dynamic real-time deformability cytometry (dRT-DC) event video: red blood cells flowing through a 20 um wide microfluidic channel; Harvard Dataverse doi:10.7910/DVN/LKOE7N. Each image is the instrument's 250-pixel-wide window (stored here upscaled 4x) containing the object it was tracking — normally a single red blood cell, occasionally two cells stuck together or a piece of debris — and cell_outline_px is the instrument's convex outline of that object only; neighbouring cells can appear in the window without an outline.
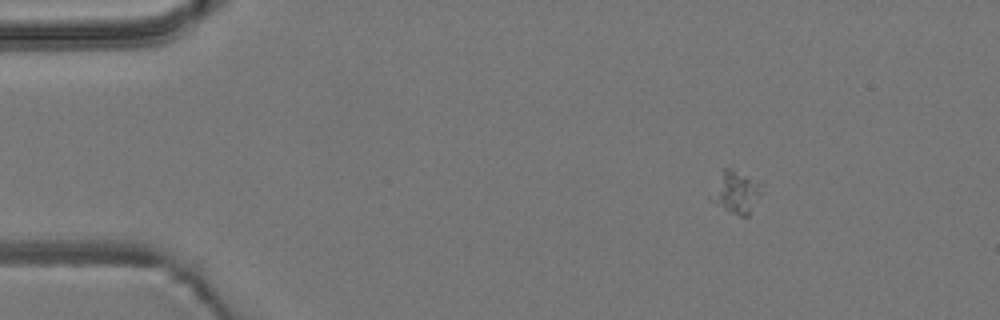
{"species": "common noctule bat (a hibernating species)", "species_latin": "Nyctalus noctula", "temperature_condition": "room temperature", "stored_images_in_passage": 57, "camera_frame_rate_fps": 3000, "um_per_image_px": 0.085, "animal": {"sex": "male", "body_mass_g": 19.2, "forearm_length_mm": 51.8}, "frame": {"image": 1, "passage_image": 9, "time_ms": 2.667, "image_size_px": [1000, 320], "cell_outline_px": [[760, 192], [748, 216], [740, 216], [716, 204], [708, 196], [720, 168], [728, 168], [760, 184]], "centroid_in_image_um": [62.44, 16.32], "position_along_channel_um": 22.6, "area_um2": 11.96}}
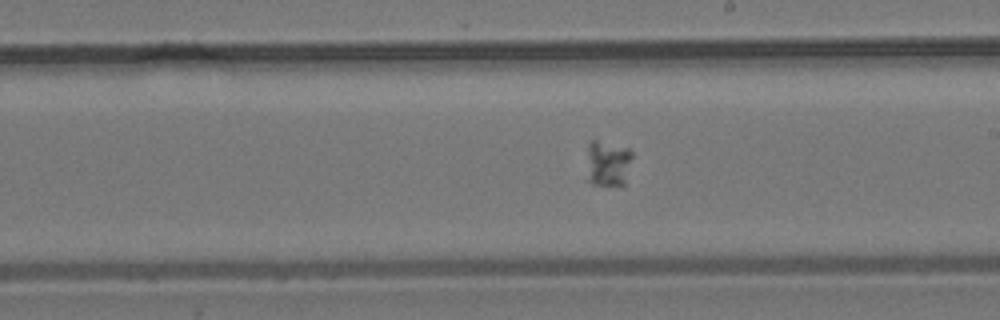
{"frame": {"image": 2, "passage_image": 33, "time_ms": 10.667, "image_size_px": [1000, 320], "cell_outline_px": [[632, 156], [624, 184], [592, 184], [588, 180], [588, 144], [592, 140], [596, 140], [628, 148], [632, 152]], "centroid_in_image_um": [51.66, 13.86], "position_along_channel_um": 237.3, "area_um2": 11.85}}
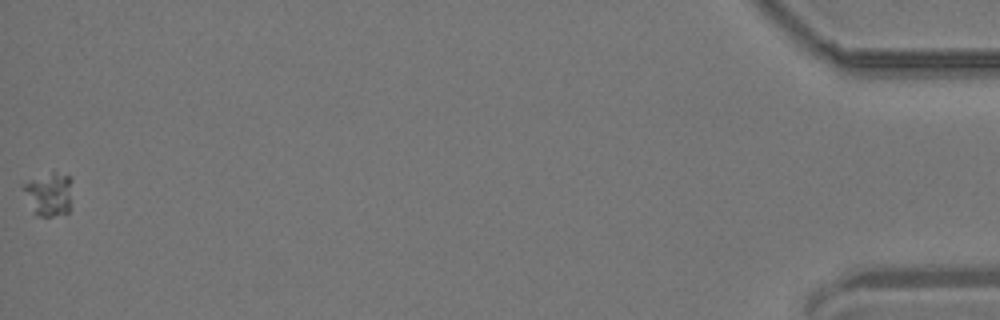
{"frame": {"image": 3, "passage_image": 57, "time_ms": 18.667, "image_size_px": [1000, 320], "cell_outline_px": [[72, 180], [68, 212], [52, 216], [40, 216], [36, 212], [20, 188], [20, 184], [52, 172], [72, 176]], "centroid_in_image_um": [4.16, 16.46], "position_along_channel_um": 431.0, "area_um2": 12.14}}